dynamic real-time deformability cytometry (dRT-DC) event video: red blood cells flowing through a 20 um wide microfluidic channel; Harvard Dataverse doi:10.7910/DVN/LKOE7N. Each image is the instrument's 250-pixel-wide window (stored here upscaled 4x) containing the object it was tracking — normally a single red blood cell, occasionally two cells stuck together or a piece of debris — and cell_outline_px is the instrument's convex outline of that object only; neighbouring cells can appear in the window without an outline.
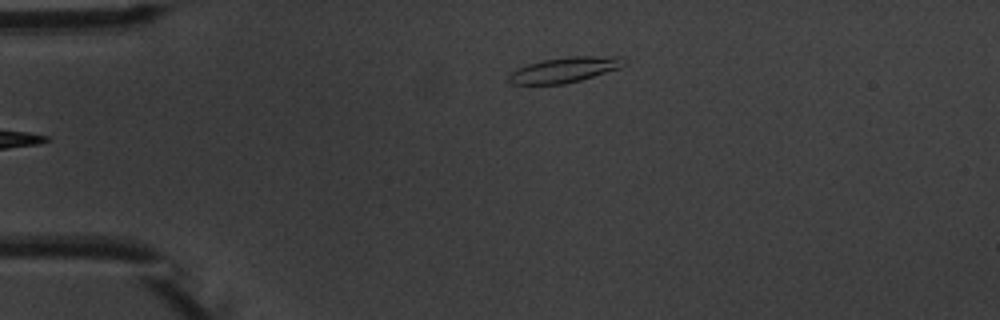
{"species": "common noctule bat (a hibernating species)", "species_latin": "Nyctalus noctula", "temperature_condition": "warm", "stored_images_in_passage": 6, "segment_of_instrument_passage": [2, 2], "camera_frame_rate_fps": 3000, "um_per_image_px": 0.085, "animal": {"sex": "male", "body_mass_g": 20.1, "forearm_length_mm": 53.5}, "frame": {"image": 1, "passage_image": 6, "time_ms": 6.0, "image_size_px": [1000, 320], "cell_outline_px": [[628, 64], [620, 68], [580, 80], [564, 84], [512, 84], [508, 80], [508, 76], [516, 68], [528, 64], [544, 60], [568, 56], [624, 56]], "centroid_in_image_um": [48.05, 5.92], "position_along_channel_um": 37.0, "area_um2": 17.11}}